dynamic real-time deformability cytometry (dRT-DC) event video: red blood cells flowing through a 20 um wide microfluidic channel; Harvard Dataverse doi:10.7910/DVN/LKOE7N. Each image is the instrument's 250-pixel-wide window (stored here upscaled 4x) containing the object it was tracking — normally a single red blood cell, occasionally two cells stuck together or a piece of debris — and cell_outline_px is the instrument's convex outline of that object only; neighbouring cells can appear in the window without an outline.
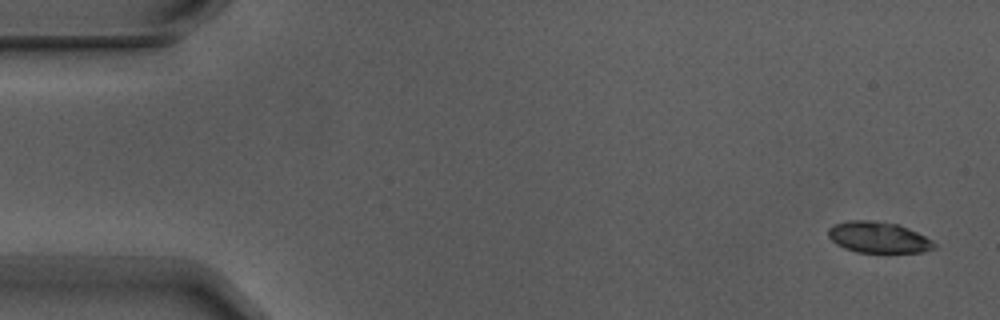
{"species": "Egyptian fruit bat (a non-hibernating species)", "species_latin": "Rousettus aegyptiacus", "temperature_condition": "warm", "stored_images_in_passage": 4, "camera_frame_rate_fps": 3000, "um_per_image_px": 0.085, "animal": {"sex": "male"}, "frame": {"image": 1, "passage_image": 1, "time_ms": 0.0, "image_size_px": [1000, 320], "cell_outline_px": [[936, 248], [924, 252], [856, 252], [844, 248], [836, 244], [828, 236], [828, 228], [832, 224], [848, 220], [868, 220], [900, 224], [932, 240], [936, 244]], "centroid_in_image_um": [74.64, 20.17], "position_along_channel_um": 10.4, "area_um2": 19.31}}
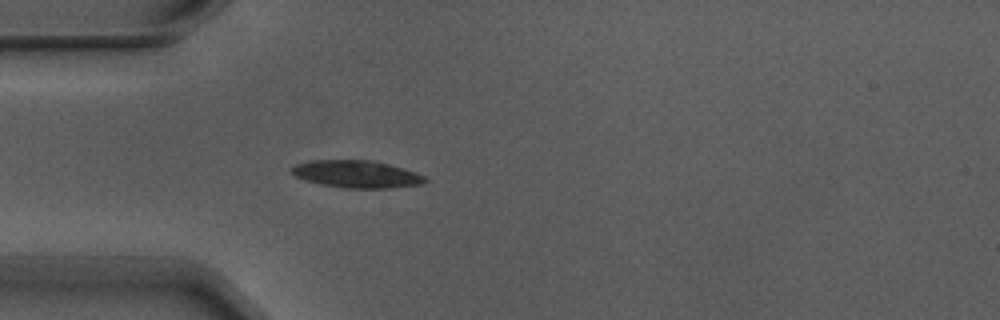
{"frame": {"image": 2, "passage_image": 4, "time_ms": 1.0, "image_size_px": [1000, 320], "cell_outline_px": [[428, 180], [424, 184], [392, 188], [344, 188], [320, 184], [304, 180], [288, 172], [288, 168], [296, 164], [312, 160], [372, 160], [388, 164], [416, 172], [424, 176]], "centroid_in_image_um": [30.28, 14.8], "position_along_channel_um": 54.7, "area_um2": 21.5}}